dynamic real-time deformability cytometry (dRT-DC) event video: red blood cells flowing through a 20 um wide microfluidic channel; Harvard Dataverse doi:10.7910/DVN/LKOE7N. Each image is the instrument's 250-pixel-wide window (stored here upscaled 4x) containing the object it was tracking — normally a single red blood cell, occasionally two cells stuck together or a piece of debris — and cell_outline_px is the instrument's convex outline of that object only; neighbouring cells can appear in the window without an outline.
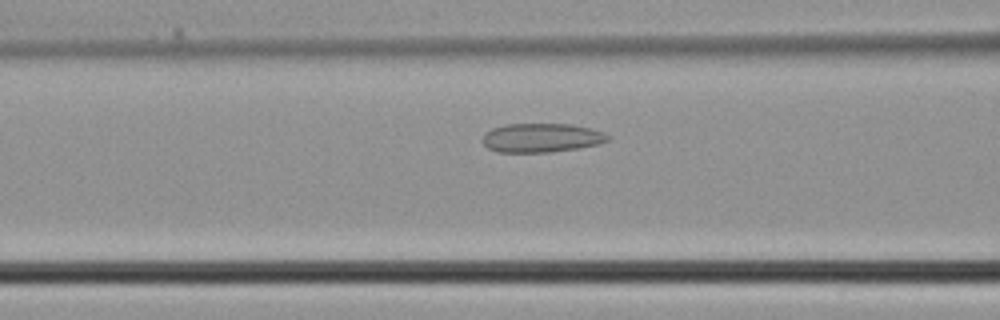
{"species": "common noctule bat (a hibernating species)", "species_latin": "Nyctalus noctula", "temperature_condition": "cold", "stored_images_in_passage": 31, "camera_frame_rate_fps": 3000, "um_per_image_px": 0.085, "animal": {"sex": "male", "body_mass_g": 21.5, "forearm_length_mm": 52.0}, "frame": {"image": 1, "passage_image": 8, "time_ms": 2.333, "image_size_px": [1000, 320], "cell_outline_px": [[612, 136], [608, 140], [600, 144], [580, 148], [552, 152], [496, 152], [488, 148], [480, 140], [484, 132], [492, 128], [508, 124], [572, 124], [604, 132]], "centroid_in_image_um": [46.02, 11.72], "position_along_channel_um": 120.6, "area_um2": 21.44}}
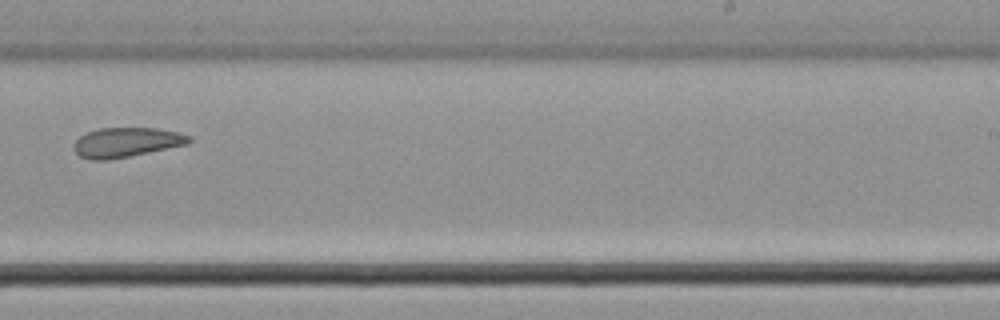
{"frame": {"image": 2, "passage_image": 17, "time_ms": 5.333, "image_size_px": [1000, 320], "cell_outline_px": [[192, 140], [188, 144], [128, 156], [104, 160], [88, 160], [80, 156], [72, 148], [76, 140], [84, 132], [100, 128], [156, 128], [176, 132], [192, 136]], "centroid_in_image_um": [10.71, 12.09], "position_along_channel_um": 278.3, "area_um2": 19.83}}
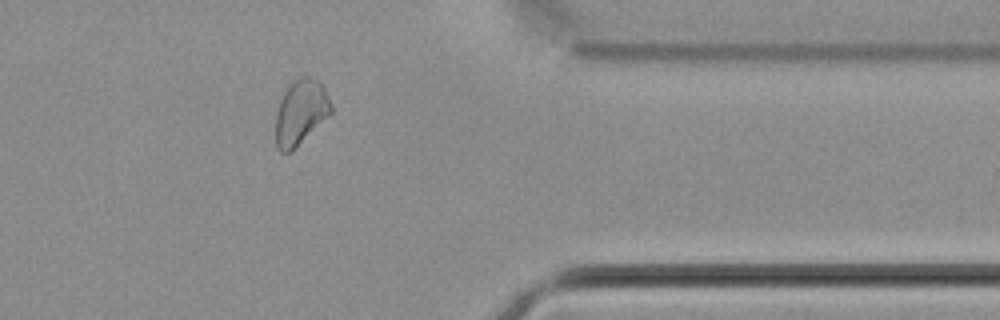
{"frame": {"image": 3, "passage_image": 24, "time_ms": 7.667, "image_size_px": [1000, 320], "cell_outline_px": [[332, 112], [288, 152], [280, 152], [276, 148], [276, 112], [280, 100], [284, 92], [296, 80], [304, 76], [308, 76], [316, 80], [324, 88], [332, 104]], "centroid_in_image_um": [25.54, 9.52], "position_along_channel_um": 385.9, "area_um2": 20.17}}